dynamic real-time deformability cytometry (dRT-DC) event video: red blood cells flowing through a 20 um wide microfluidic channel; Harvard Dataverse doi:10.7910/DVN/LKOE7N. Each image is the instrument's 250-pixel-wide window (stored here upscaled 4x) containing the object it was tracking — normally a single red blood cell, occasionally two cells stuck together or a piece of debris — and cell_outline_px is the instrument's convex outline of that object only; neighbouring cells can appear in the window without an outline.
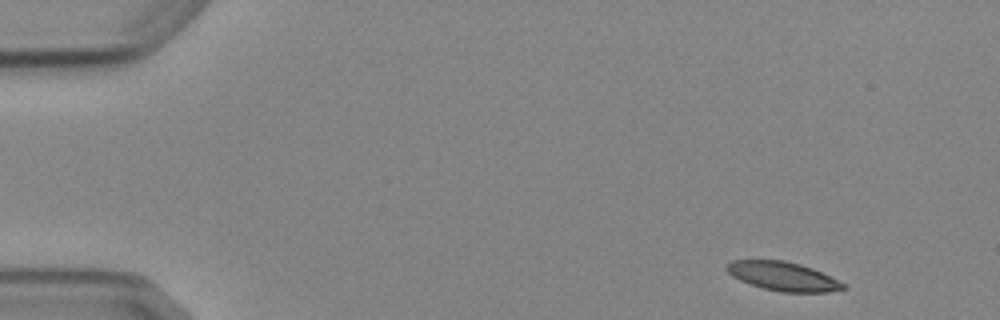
{"species": "Egyptian fruit bat (a non-hibernating species)", "species_latin": "Rousettus aegyptiacus", "temperature_condition": "cold", "stored_images_in_passage": 5, "camera_frame_rate_fps": 3000, "um_per_image_px": 0.085, "animal": {"sex": "female"}, "frame": {"image": 1, "passage_image": 1, "time_ms": 0.0, "image_size_px": [1000, 320], "cell_outline_px": [[848, 288], [828, 292], [780, 292], [764, 288], [740, 280], [732, 276], [724, 268], [724, 264], [732, 260], [784, 260], [800, 264], [812, 268], [844, 284]], "centroid_in_image_um": [66.5, 23.47], "position_along_channel_um": 18.5, "area_um2": 19.48}}
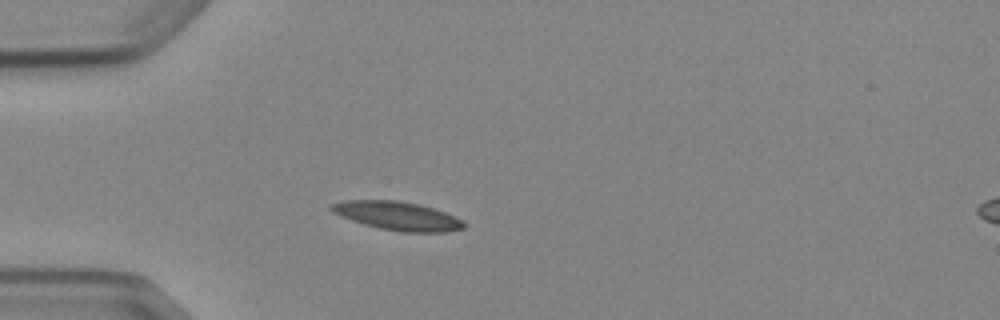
{"frame": {"image": 2, "passage_image": 4, "time_ms": 3.333, "image_size_px": [1000, 320], "cell_outline_px": [[468, 224], [464, 228], [444, 232], [404, 232], [380, 228], [364, 224], [340, 216], [332, 212], [328, 208], [332, 204], [344, 200], [396, 200], [420, 204], [444, 212], [464, 220]], "centroid_in_image_um": [33.8, 18.34], "position_along_channel_um": 51.2, "area_um2": 22.08}}